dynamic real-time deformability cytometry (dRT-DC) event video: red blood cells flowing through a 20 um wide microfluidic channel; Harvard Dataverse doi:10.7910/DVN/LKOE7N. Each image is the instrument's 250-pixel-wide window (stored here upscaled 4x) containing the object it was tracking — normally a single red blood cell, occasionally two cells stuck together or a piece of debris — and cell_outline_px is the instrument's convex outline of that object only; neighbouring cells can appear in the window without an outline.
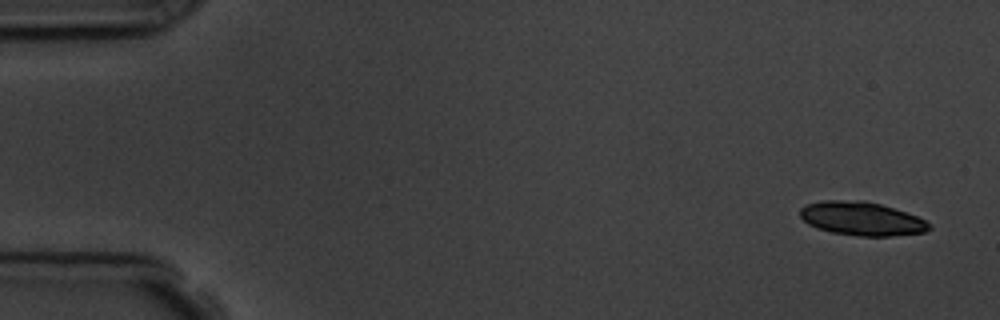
{"species": "common noctule bat (a hibernating species)", "species_latin": "Nyctalus noctula", "temperature_condition": "room temperature", "stored_images_in_passage": 4, "camera_frame_rate_fps": 3000, "um_per_image_px": 0.085, "animal": {"sex": "male", "body_mass_g": 19.5, "forearm_length_mm": 54.6}, "frame": {"image": 1, "passage_image": 1, "time_ms": 0.0, "image_size_px": [1000, 320], "cell_outline_px": [[932, 228], [924, 232], [892, 236], [856, 236], [832, 232], [816, 228], [808, 224], [800, 216], [800, 208], [804, 204], [824, 200], [864, 200], [880, 204], [916, 216], [932, 224]], "centroid_in_image_um": [73.21, 18.58], "position_along_channel_um": 11.8, "area_um2": 25.37}}
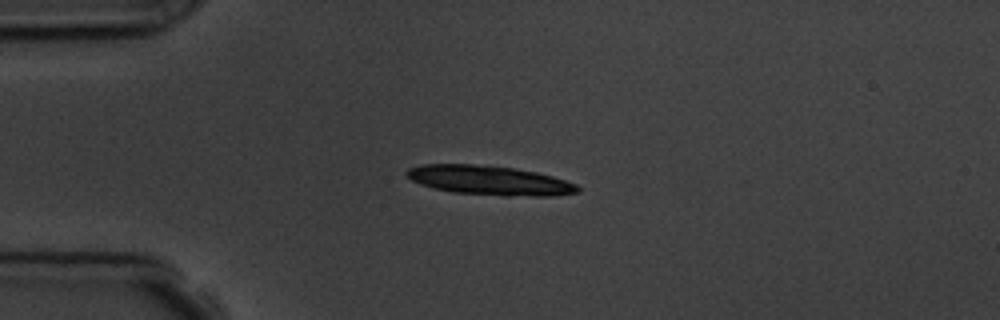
{"frame": {"image": 2, "passage_image": 4, "time_ms": 3.667, "image_size_px": [1000, 320], "cell_outline_px": [[580, 192], [552, 196], [504, 196], [452, 192], [432, 188], [420, 184], [412, 180], [404, 172], [408, 168], [420, 164], [472, 164], [512, 168], [536, 172], [552, 176], [576, 184], [580, 188]], "centroid_in_image_um": [41.58, 15.34], "position_along_channel_um": 43.4, "area_um2": 29.3}}